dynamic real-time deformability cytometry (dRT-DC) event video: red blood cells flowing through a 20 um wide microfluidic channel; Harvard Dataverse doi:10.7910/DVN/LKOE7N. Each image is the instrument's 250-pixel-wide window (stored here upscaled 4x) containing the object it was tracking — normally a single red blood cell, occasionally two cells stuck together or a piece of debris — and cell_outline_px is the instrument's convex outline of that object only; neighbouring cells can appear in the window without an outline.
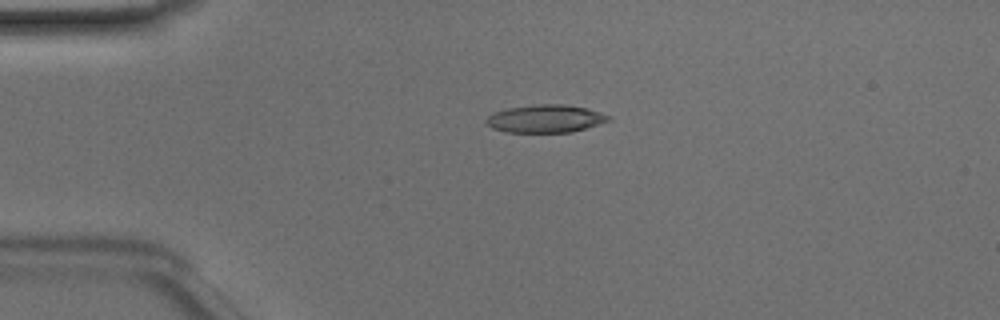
{"species": "Egyptian fruit bat (a non-hibernating species)", "species_latin": "Rousettus aegyptiacus", "temperature_condition": "room temperature", "stored_images_in_passage": 39, "camera_frame_rate_fps": 3000, "um_per_image_px": 0.085, "animal": {"sex": "male"}, "frame": {"image": 1, "passage_image": 1, "time_ms": 0.0, "image_size_px": [1000, 320], "cell_outline_px": [[612, 120], [572, 132], [508, 132], [492, 128], [484, 120], [492, 112], [508, 108], [536, 104], [564, 104], [588, 108], [612, 116]], "centroid_in_image_um": [46.38, 10.08], "position_along_channel_um": 38.6, "area_um2": 19.94}}
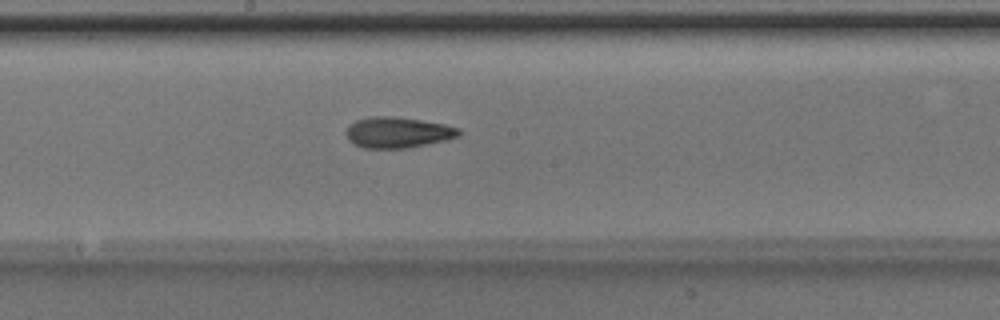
{"frame": {"image": 2, "passage_image": 16, "time_ms": 5.0, "image_size_px": [1000, 320], "cell_outline_px": [[460, 136], [448, 140], [408, 148], [364, 148], [352, 144], [348, 140], [344, 132], [348, 124], [356, 120], [372, 116], [392, 116], [420, 120], [444, 124], [460, 128]], "centroid_in_image_um": [33.78, 11.26], "position_along_channel_um": 214.4, "area_um2": 20.58}}
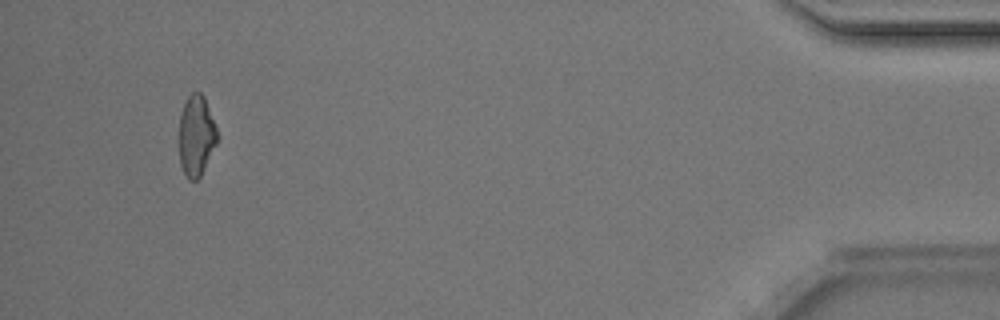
{"frame": {"image": 3, "passage_image": 36, "time_ms": 11.667, "image_size_px": [1000, 320], "cell_outline_px": [[216, 144], [200, 176], [196, 180], [188, 180], [180, 164], [180, 116], [184, 104], [188, 96], [192, 92], [200, 92], [204, 96], [216, 128]], "centroid_in_image_um": [16.67, 11.53], "position_along_channel_um": 418.5, "area_um2": 17.46}, "authors_computed_cell_mechanics": {"area_um2": 19.5364, "velocity_mm_per_s": 4.1533, "shape_relaxation_time_tau1_ms": 6.0653, "shape_relaxation_time_tau2_ms": 4.4066, "deformation_change_tau1": 0.1586, "deformation_change_tau2": 0.1454}}